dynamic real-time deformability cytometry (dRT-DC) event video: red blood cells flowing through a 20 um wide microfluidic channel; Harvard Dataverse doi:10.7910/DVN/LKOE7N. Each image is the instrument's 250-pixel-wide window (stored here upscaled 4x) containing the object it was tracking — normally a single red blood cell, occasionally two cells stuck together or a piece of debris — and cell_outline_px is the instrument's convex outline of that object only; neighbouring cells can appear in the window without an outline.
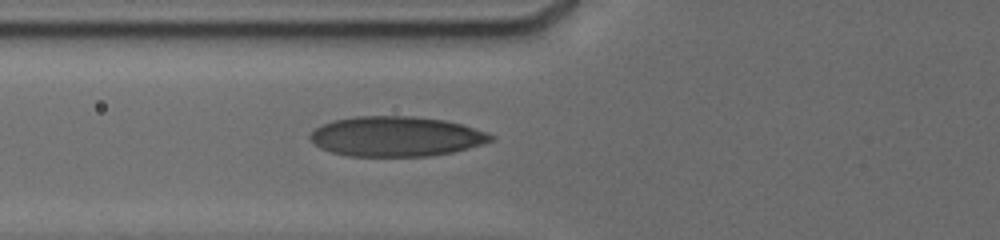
{"species": "human", "species_latin": "Homo sapiens", "temperature_condition": "cold", "stored_images_in_passage": 47, "camera_frame_rate_fps": 3000, "um_per_image_px": 0.085, "donor": {"sex": "male"}, "frame": {"image": 1, "passage_image": 17, "time_ms": 7.333, "image_size_px": [1000, 240], "cell_outline_px": [[496, 136], [492, 140], [484, 144], [452, 152], [428, 156], [348, 156], [332, 152], [320, 148], [308, 136], [316, 128], [332, 120], [356, 116], [412, 116], [444, 120], [460, 124]], "centroid_in_image_um": [33.65, 11.6], "position_along_channel_um": 92.1, "area_um2": 41.85}}
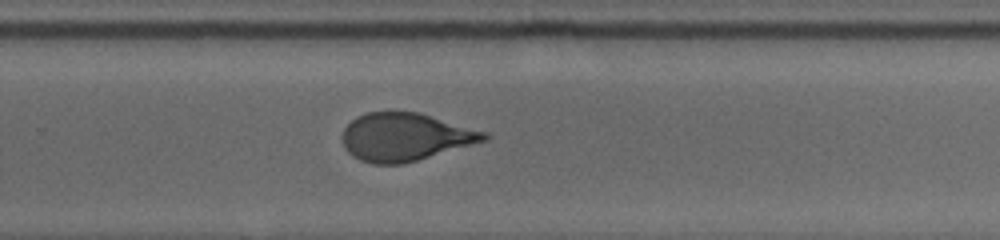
{"frame": {"image": 2, "passage_image": 32, "time_ms": 12.667, "image_size_px": [1000, 240], "cell_outline_px": [[488, 140], [416, 160], [400, 164], [372, 164], [360, 160], [352, 156], [344, 148], [344, 128], [356, 116], [368, 112], [388, 108], [420, 112], [488, 132]], "centroid_in_image_um": [34.43, 11.59], "position_along_channel_um": 295.4, "area_um2": 40.17}}
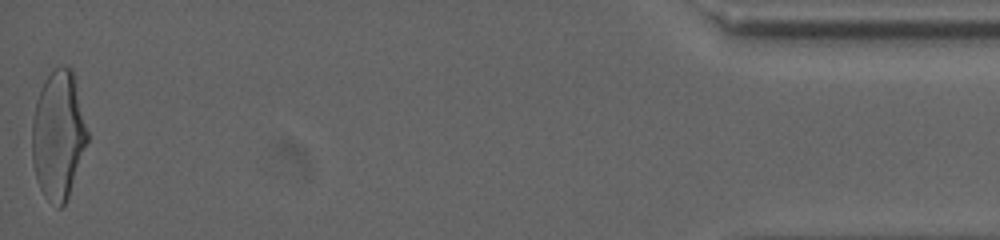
{"frame": {"image": 3, "passage_image": 47, "time_ms": 18.333, "image_size_px": [1000, 240], "cell_outline_px": [[88, 140], [68, 196], [64, 204], [60, 208], [56, 208], [44, 196], [36, 180], [32, 164], [32, 120], [36, 100], [44, 80], [60, 64], [64, 64], [72, 68], [88, 132]], "centroid_in_image_um": [4.93, 11.49], "position_along_channel_um": 430.3, "area_um2": 41.44}, "authors_computed_cell_mechanics": {"area_um2": 39.9398, "velocity_mm_per_s": 3.7989, "shape_relaxation_time_tau1_ms": 4.3245, "shape_relaxation_time_tau2_ms": 0.9644, "deformation_change_tau1": 0.1568, "deformation_change_tau2": 0.0625}}